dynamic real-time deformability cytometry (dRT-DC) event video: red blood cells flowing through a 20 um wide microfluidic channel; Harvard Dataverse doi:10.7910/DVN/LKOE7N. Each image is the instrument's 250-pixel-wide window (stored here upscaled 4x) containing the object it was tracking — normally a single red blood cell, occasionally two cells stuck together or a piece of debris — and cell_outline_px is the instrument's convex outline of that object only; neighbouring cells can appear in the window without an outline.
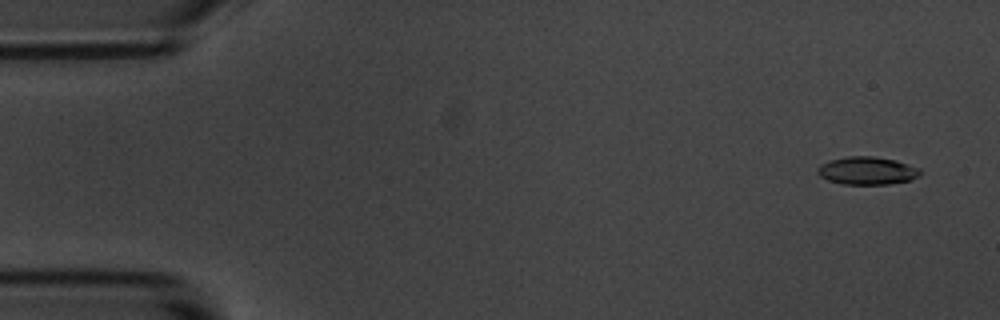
{"species": "common noctule bat (a hibernating species)", "species_latin": "Nyctalus noctula", "temperature_condition": "room temperature", "stored_images_in_passage": 57, "camera_frame_rate_fps": 3000, "um_per_image_px": 0.085, "animal": {"sex": "male", "body_mass_g": 20.1, "forearm_length_mm": 53.5}, "frame": {"image": 1, "passage_image": 3, "time_ms": 0.667, "image_size_px": [1000, 320], "cell_outline_px": [[924, 172], [920, 176], [908, 180], [888, 184], [844, 184], [828, 180], [820, 176], [816, 172], [816, 168], [820, 164], [828, 160], [848, 156], [872, 156], [896, 160], [920, 168]], "centroid_in_image_um": [73.7, 14.5], "position_along_channel_um": 11.3, "area_um2": 16.82}}
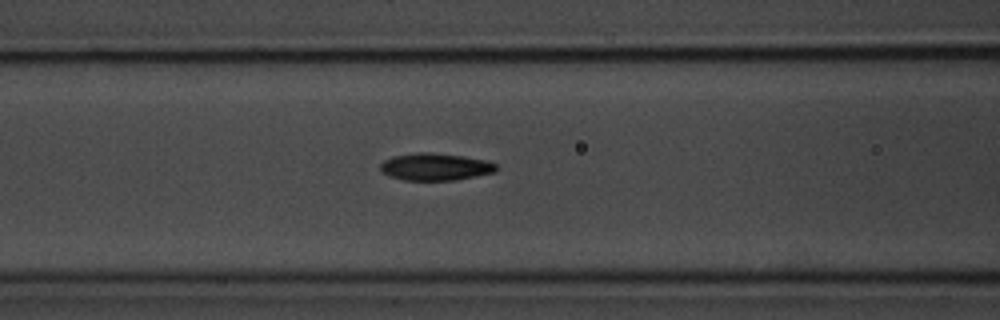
{"frame": {"image": 2, "passage_image": 23, "time_ms": 7.333, "image_size_px": [1000, 320], "cell_outline_px": [[496, 172], [456, 180], [404, 180], [380, 172], [380, 164], [384, 160], [396, 156], [420, 152], [428, 152], [460, 156], [484, 160], [496, 164]], "centroid_in_image_um": [36.99, 14.19], "position_along_channel_um": 129.6, "area_um2": 18.09}}
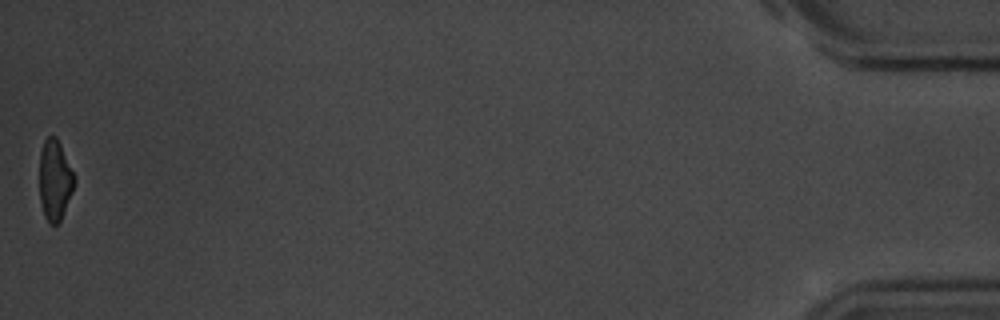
{"frame": {"image": 3, "passage_image": 57, "time_ms": 18.667, "image_size_px": [1000, 320], "cell_outline_px": [[76, 180], [72, 192], [60, 220], [56, 224], [48, 224], [44, 216], [40, 204], [40, 152], [44, 140], [48, 136], [56, 136], [76, 176]], "centroid_in_image_um": [4.66, 15.31], "position_along_channel_um": 430.5, "area_um2": 16.42}, "authors_computed_cell_mechanics": {"area_um2": 17.8024, "velocity_mm_per_s": 3.5154, "shape_relaxation_time_tau1_ms": 2.8315, "shape_relaxation_time_tau2_ms": 3.1549, "deformation_change_tau1": 0.1419, "deformation_change_tau2": 0.0785}}